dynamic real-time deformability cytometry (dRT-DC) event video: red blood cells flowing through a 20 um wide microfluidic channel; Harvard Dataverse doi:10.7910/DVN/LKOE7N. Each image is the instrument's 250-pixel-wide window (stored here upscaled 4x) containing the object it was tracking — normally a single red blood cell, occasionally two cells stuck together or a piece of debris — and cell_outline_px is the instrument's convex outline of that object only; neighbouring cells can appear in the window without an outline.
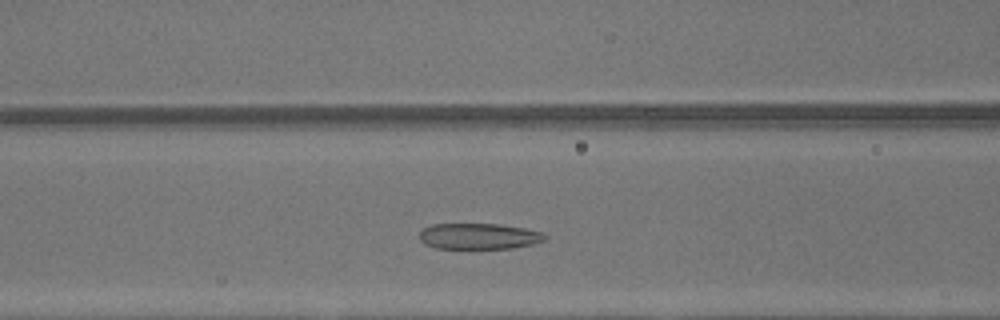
{"species": "common noctule bat (a hibernating species)", "species_latin": "Nyctalus noctula", "temperature_condition": "warm", "stored_images_in_passage": 31, "camera_frame_rate_fps": 3000, "um_per_image_px": 0.085, "animal": {"sex": "male", "body_mass_g": 13.3}, "frame": {"image": 1, "passage_image": 12, "time_ms": 3.667, "image_size_px": [1000, 320], "cell_outline_px": [[548, 236], [544, 240], [532, 244], [512, 248], [436, 248], [424, 244], [420, 240], [420, 232], [424, 228], [432, 224], [500, 224], [524, 228], [544, 232]], "centroid_in_image_um": [40.72, 20.07], "position_along_channel_um": 125.9, "area_um2": 18.96}}
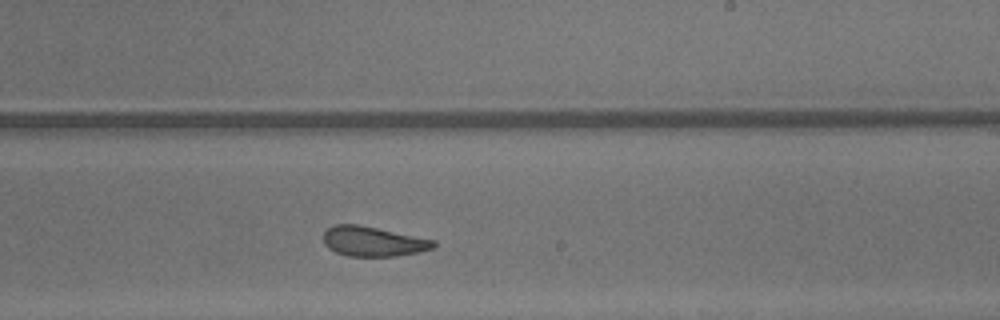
{"frame": {"image": 2, "passage_image": 21, "time_ms": 6.667, "image_size_px": [1000, 320], "cell_outline_px": [[436, 244], [432, 248], [416, 252], [396, 256], [348, 256], [336, 252], [328, 248], [324, 244], [324, 232], [332, 224], [360, 224], [436, 240]], "centroid_in_image_um": [31.69, 20.5], "position_along_channel_um": 257.3, "area_um2": 19.19}}
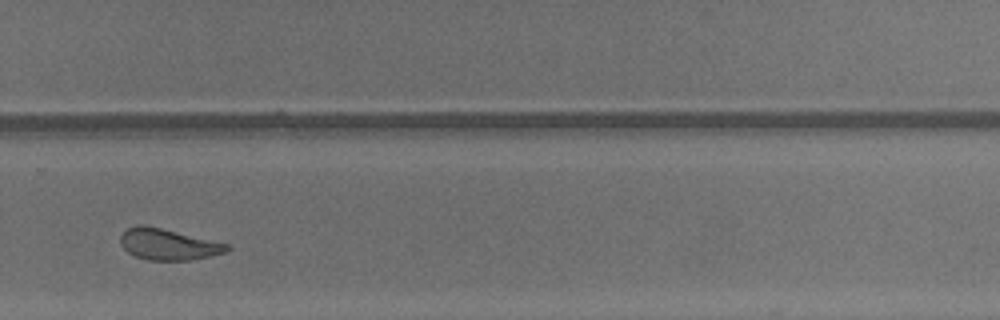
{"frame": {"image": 3, "passage_image": 25, "time_ms": 8.0, "image_size_px": [1000, 320], "cell_outline_px": [[232, 248], [224, 252], [212, 256], [192, 260], [148, 260], [136, 256], [128, 252], [120, 244], [120, 236], [128, 228], [136, 224], [144, 224], [228, 244]], "centroid_in_image_um": [14.28, 20.77], "position_along_channel_um": 315.5, "area_um2": 19.25}, "authors_computed_cell_mechanics": {"area_um2": 19.8832, "velocity_mm_per_s": 4.3866, "shape_relaxation_time_tau1_ms": null, "shape_relaxation_time_tau2_ms": 1.0371, "deformation_change_tau1": null, "deformation_change_tau2": 0.0834}}